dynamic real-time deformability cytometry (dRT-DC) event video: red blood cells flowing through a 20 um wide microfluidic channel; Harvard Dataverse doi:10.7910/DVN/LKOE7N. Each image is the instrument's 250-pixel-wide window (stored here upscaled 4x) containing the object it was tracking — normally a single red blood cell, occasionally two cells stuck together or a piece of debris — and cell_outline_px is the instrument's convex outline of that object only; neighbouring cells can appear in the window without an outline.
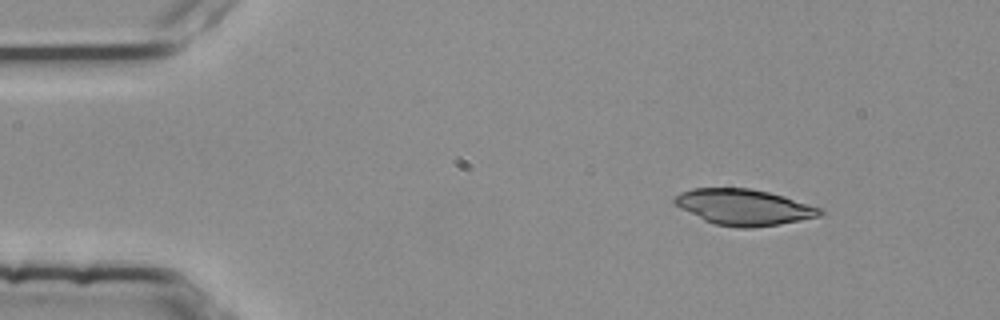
{"species": "common noctule bat (a hibernating species)", "species_latin": "Nyctalus noctula", "temperature_condition": "room temperature", "stored_images_in_passage": 4, "camera_frame_rate_fps": 3000, "um_per_image_px": 0.085, "animal": {"sex": "female", "body_mass_g": 25.1}, "frame": {"image": 1, "passage_image": 2, "time_ms": 0.333, "image_size_px": [1000, 320], "cell_outline_px": [[824, 212], [820, 216], [780, 224], [752, 228], [740, 228], [716, 224], [704, 220], [680, 208], [672, 200], [680, 192], [692, 188], [748, 188], [768, 192], [784, 196], [820, 208]], "centroid_in_image_um": [63.21, 17.61], "position_along_channel_um": 21.8, "area_um2": 30.23}}
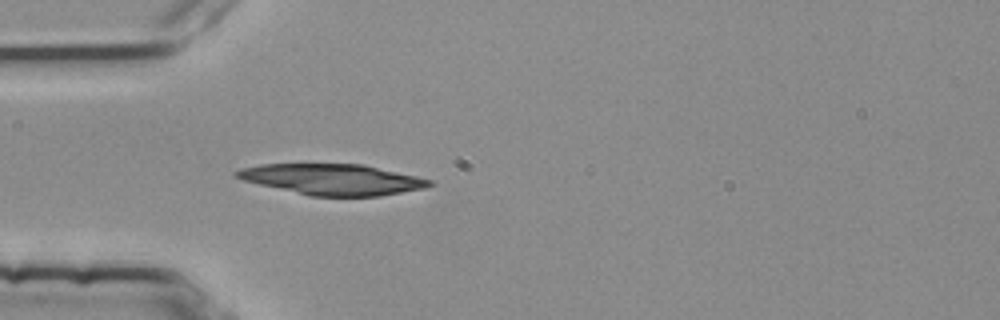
{"frame": {"image": 2, "passage_image": 4, "time_ms": 1.0, "image_size_px": [1000, 320], "cell_outline_px": [[436, 184], [424, 188], [380, 196], [308, 196], [244, 180], [232, 176], [232, 172], [240, 168], [260, 164], [364, 164], [416, 176], [432, 180]], "centroid_in_image_um": [28.24, 15.24], "position_along_channel_um": 56.8, "area_um2": 34.74}}